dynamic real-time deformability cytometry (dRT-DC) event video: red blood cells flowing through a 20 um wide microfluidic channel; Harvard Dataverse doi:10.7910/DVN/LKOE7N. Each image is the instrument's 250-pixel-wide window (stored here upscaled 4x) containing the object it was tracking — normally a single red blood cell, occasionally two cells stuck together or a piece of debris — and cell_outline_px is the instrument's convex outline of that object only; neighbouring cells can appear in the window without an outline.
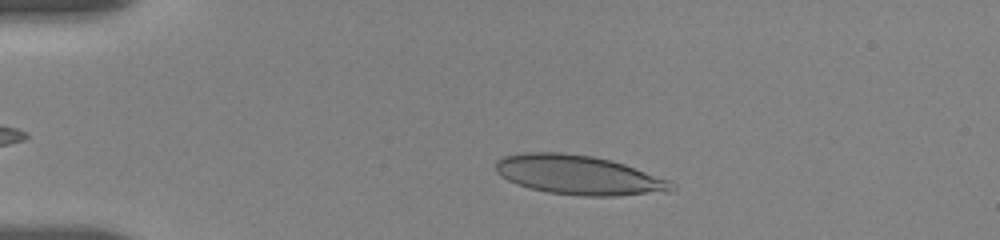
{"species": "human", "species_latin": "Homo sapiens", "temperature_condition": "room temperature", "stored_images_in_passage": 8, "camera_frame_rate_fps": 3000, "um_per_image_px": 0.085, "donor": {"sex": "female"}, "frame": {"image": 1, "passage_image": 6, "time_ms": 2.667, "image_size_px": [1000, 240], "cell_outline_px": [[676, 188], [672, 192], [616, 196], [584, 196], [548, 192], [528, 188], [516, 184], [500, 176], [496, 172], [496, 160], [504, 156], [524, 152], [560, 152], [592, 156], [624, 164], [668, 180], [676, 184]], "centroid_in_image_um": [49.19, 14.89], "position_along_channel_um": 35.8, "area_um2": 40.46}}